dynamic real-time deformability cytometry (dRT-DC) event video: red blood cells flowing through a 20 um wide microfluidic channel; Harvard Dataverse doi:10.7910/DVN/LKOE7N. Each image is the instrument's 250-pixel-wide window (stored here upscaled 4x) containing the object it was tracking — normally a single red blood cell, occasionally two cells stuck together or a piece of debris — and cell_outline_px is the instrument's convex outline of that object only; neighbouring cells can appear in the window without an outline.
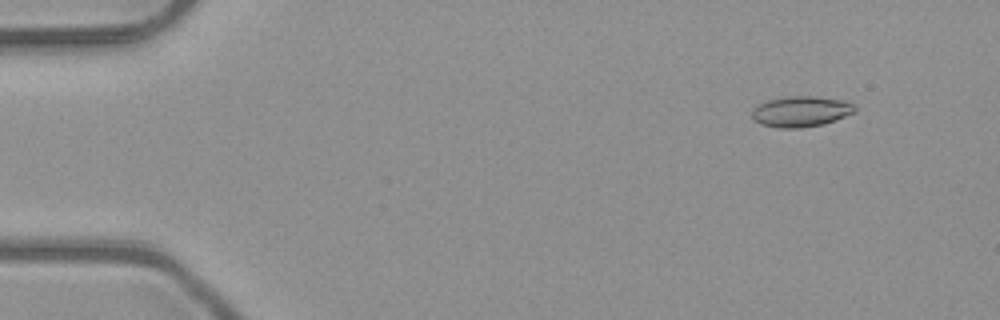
{"species": "common noctule bat (a hibernating species)", "species_latin": "Nyctalus noctula", "temperature_condition": "room temperature", "stored_images_in_passage": 52, "camera_frame_rate_fps": 3000, "um_per_image_px": 0.085, "animal": {"sex": "male", "body_mass_g": 23.1, "forearm_length_mm": 52.7}, "frame": {"image": 1, "passage_image": 6, "time_ms": 1.667, "image_size_px": [1000, 320], "cell_outline_px": [[856, 112], [836, 120], [824, 124], [800, 128], [780, 128], [760, 124], [752, 120], [752, 108], [756, 104], [768, 100], [784, 96], [816, 96], [844, 100], [852, 104], [856, 108]], "centroid_in_image_um": [68.05, 9.47], "position_along_channel_um": 16.9, "area_um2": 18.73}}
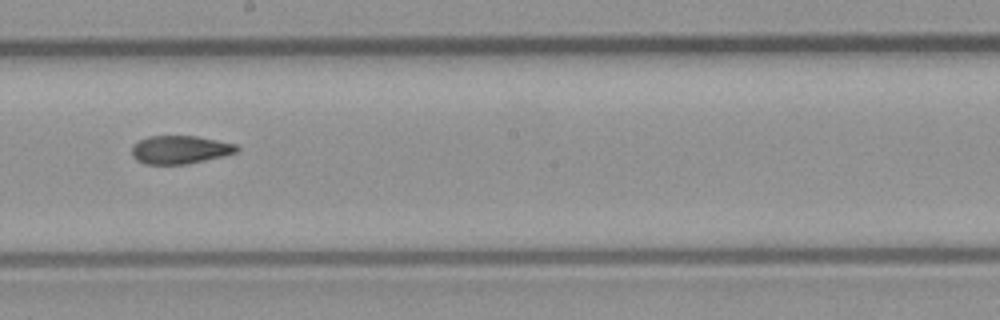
{"frame": {"image": 2, "passage_image": 30, "time_ms": 9.667, "image_size_px": [1000, 320], "cell_outline_px": [[240, 148], [236, 152], [224, 156], [184, 164], [144, 164], [136, 160], [132, 156], [132, 144], [148, 136], [196, 136], [236, 144]], "centroid_in_image_um": [15.27, 12.72], "position_along_channel_um": 232.9, "area_um2": 17.22}}
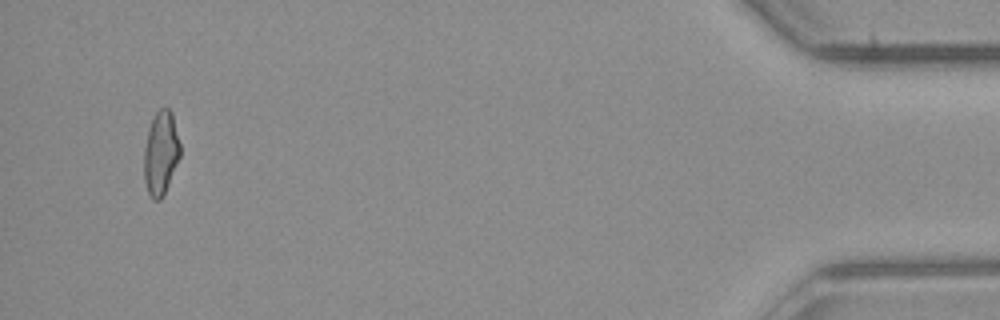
{"frame": {"image": 3, "passage_image": 50, "time_ms": 16.333, "image_size_px": [1000, 320], "cell_outline_px": [[180, 156], [168, 184], [160, 200], [152, 200], [148, 192], [144, 180], [144, 148], [148, 128], [156, 112], [160, 108], [168, 108], [172, 112], [180, 144]], "centroid_in_image_um": [13.66, 13.0], "position_along_channel_um": 421.5, "area_um2": 17.51}, "authors_computed_cell_mechanics": {"area_um2": 17.8313, "velocity_mm_per_s": 4.0618, "shape_relaxation_time_tau1_ms": null, "shape_relaxation_time_tau2_ms": 3.8237, "deformation_change_tau1": null, "deformation_change_tau2": 0.1055}}